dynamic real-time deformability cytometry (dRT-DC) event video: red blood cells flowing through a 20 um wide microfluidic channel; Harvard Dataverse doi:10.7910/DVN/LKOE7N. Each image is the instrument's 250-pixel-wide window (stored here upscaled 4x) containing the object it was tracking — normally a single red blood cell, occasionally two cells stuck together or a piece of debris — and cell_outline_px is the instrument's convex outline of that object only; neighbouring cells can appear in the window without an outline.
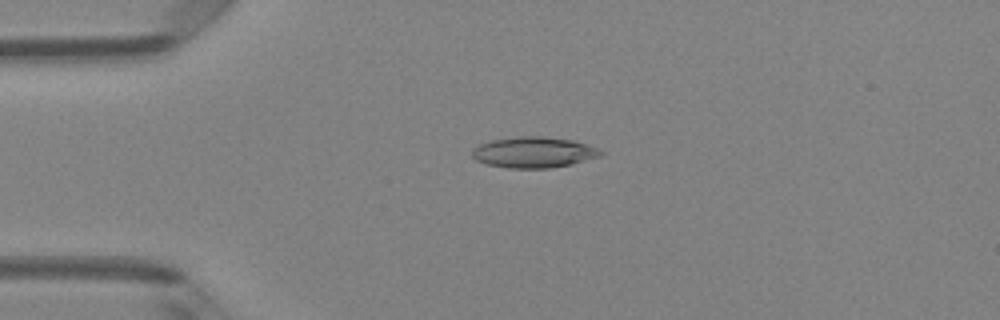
{"species": "Egyptian fruit bat (a non-hibernating species)", "species_latin": "Rousettus aegyptiacus", "temperature_condition": "room temperature", "stored_images_in_passage": 49, "camera_frame_rate_fps": 3000, "um_per_image_px": 0.085, "animal": {"sex": "female"}, "frame": {"image": 1, "passage_image": 12, "time_ms": 3.667, "image_size_px": [1000, 320], "cell_outline_px": [[604, 152], [600, 156], [572, 164], [548, 168], [508, 168], [488, 164], [476, 160], [472, 156], [472, 148], [480, 144], [492, 140], [520, 136], [544, 136], [572, 140], [596, 148]], "centroid_in_image_um": [45.34, 12.94], "position_along_channel_um": 39.7, "area_um2": 22.95}}
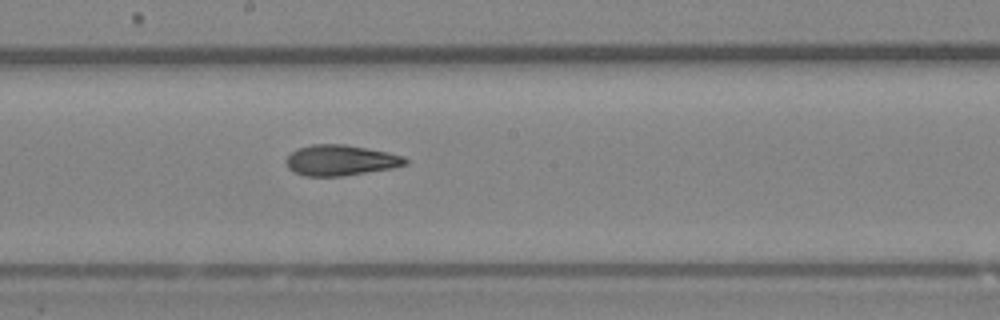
{"frame": {"image": 2, "passage_image": 27, "time_ms": 8.667, "image_size_px": [1000, 320], "cell_outline_px": [[408, 164], [392, 168], [340, 176], [304, 176], [292, 172], [288, 168], [284, 160], [296, 148], [312, 144], [344, 144], [388, 152], [404, 156], [408, 160]], "centroid_in_image_um": [28.92, 13.62], "position_along_channel_um": 219.3, "area_um2": 21.39}}
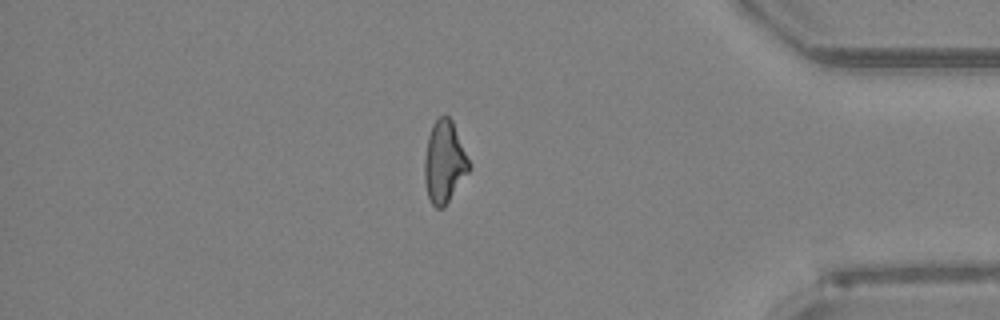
{"frame": {"image": 3, "passage_image": 42, "time_ms": 13.667, "image_size_px": [1000, 320], "cell_outline_px": [[472, 168], [444, 208], [436, 208], [432, 204], [428, 196], [424, 180], [424, 160], [428, 136], [432, 124], [440, 116], [448, 116], [452, 120]], "centroid_in_image_um": [37.77, 13.79], "position_along_channel_um": 397.4, "area_um2": 21.33}, "authors_computed_cell_mechanics": {"area_um2": 21.675, "velocity_mm_per_s": 4.189, "shape_relaxation_time_tau1_ms": 6.1742, "shape_relaxation_time_tau2_ms": 2.8074, "deformation_change_tau1": 0.1899, "deformation_change_tau2": 0.1136}}